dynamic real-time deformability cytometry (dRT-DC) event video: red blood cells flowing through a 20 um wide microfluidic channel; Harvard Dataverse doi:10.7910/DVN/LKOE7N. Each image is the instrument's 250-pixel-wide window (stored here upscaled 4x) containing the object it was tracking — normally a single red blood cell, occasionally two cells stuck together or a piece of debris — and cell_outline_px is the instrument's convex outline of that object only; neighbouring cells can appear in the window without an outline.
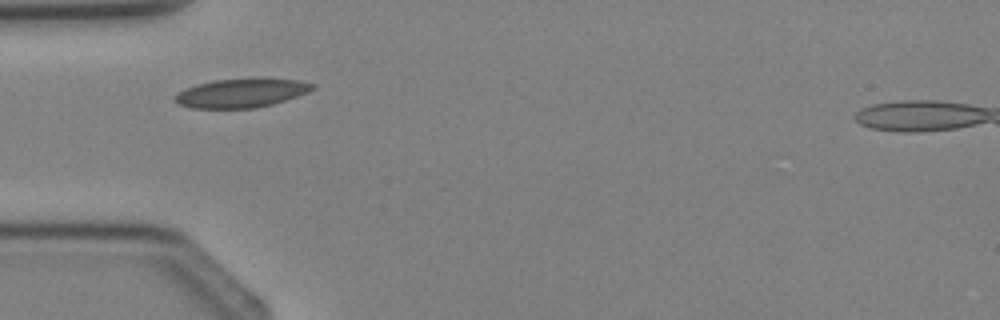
{"species": "Egyptian fruit bat (a non-hibernating species)", "species_latin": "Rousettus aegyptiacus", "temperature_condition": "cold", "stored_images_in_passage": 2, "camera_frame_rate_fps": 3000, "um_per_image_px": 0.085, "animal": {"sex": "female"}, "frame": {"image": 1, "passage_image": 1, "time_ms": 0.0, "image_size_px": [1000, 320], "cell_outline_px": [[316, 88], [308, 92], [272, 104], [256, 108], [192, 108], [180, 104], [172, 96], [176, 92], [184, 88], [196, 84], [216, 80], [248, 76], [260, 76], [300, 80], [316, 84]], "centroid_in_image_um": [20.54, 7.86], "position_along_channel_um": 64.5, "area_um2": 23.99}}